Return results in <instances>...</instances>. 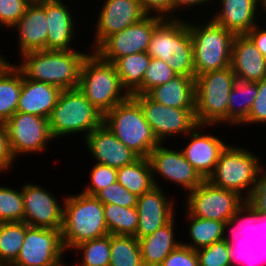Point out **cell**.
<instances>
[{"label": "cell", "instance_id": "obj_1", "mask_svg": "<svg viewBox=\"0 0 266 266\" xmlns=\"http://www.w3.org/2000/svg\"><path fill=\"white\" fill-rule=\"evenodd\" d=\"M87 54L76 50H36L21 55L17 66L30 80L57 86L61 90L79 87L81 67Z\"/></svg>", "mask_w": 266, "mask_h": 266}, {"label": "cell", "instance_id": "obj_2", "mask_svg": "<svg viewBox=\"0 0 266 266\" xmlns=\"http://www.w3.org/2000/svg\"><path fill=\"white\" fill-rule=\"evenodd\" d=\"M187 196L186 210L190 215L225 222L231 231H247L246 200L237 192L204 180Z\"/></svg>", "mask_w": 266, "mask_h": 266}, {"label": "cell", "instance_id": "obj_3", "mask_svg": "<svg viewBox=\"0 0 266 266\" xmlns=\"http://www.w3.org/2000/svg\"><path fill=\"white\" fill-rule=\"evenodd\" d=\"M61 229L64 249L108 235L103 203L96 197L80 193L64 199Z\"/></svg>", "mask_w": 266, "mask_h": 266}, {"label": "cell", "instance_id": "obj_4", "mask_svg": "<svg viewBox=\"0 0 266 266\" xmlns=\"http://www.w3.org/2000/svg\"><path fill=\"white\" fill-rule=\"evenodd\" d=\"M150 57L167 62L177 75L195 77L193 44L188 22L164 19L155 29L147 49Z\"/></svg>", "mask_w": 266, "mask_h": 266}, {"label": "cell", "instance_id": "obj_5", "mask_svg": "<svg viewBox=\"0 0 266 266\" xmlns=\"http://www.w3.org/2000/svg\"><path fill=\"white\" fill-rule=\"evenodd\" d=\"M92 53L84 59L78 88L86 99L105 115L130 95L123 89L114 64L101 59L95 52Z\"/></svg>", "mask_w": 266, "mask_h": 266}, {"label": "cell", "instance_id": "obj_6", "mask_svg": "<svg viewBox=\"0 0 266 266\" xmlns=\"http://www.w3.org/2000/svg\"><path fill=\"white\" fill-rule=\"evenodd\" d=\"M103 124L140 158H148L160 144L146 121L140 104L131 95L104 115Z\"/></svg>", "mask_w": 266, "mask_h": 266}, {"label": "cell", "instance_id": "obj_7", "mask_svg": "<svg viewBox=\"0 0 266 266\" xmlns=\"http://www.w3.org/2000/svg\"><path fill=\"white\" fill-rule=\"evenodd\" d=\"M236 80L231 67L195 77V117L198 125L227 122L230 91Z\"/></svg>", "mask_w": 266, "mask_h": 266}, {"label": "cell", "instance_id": "obj_8", "mask_svg": "<svg viewBox=\"0 0 266 266\" xmlns=\"http://www.w3.org/2000/svg\"><path fill=\"white\" fill-rule=\"evenodd\" d=\"M104 115L85 97L79 88L62 90L48 122L53 138L80 133L85 136L103 124Z\"/></svg>", "mask_w": 266, "mask_h": 266}, {"label": "cell", "instance_id": "obj_9", "mask_svg": "<svg viewBox=\"0 0 266 266\" xmlns=\"http://www.w3.org/2000/svg\"><path fill=\"white\" fill-rule=\"evenodd\" d=\"M208 21L201 26L188 23L193 44L195 77L230 67L235 34L212 19Z\"/></svg>", "mask_w": 266, "mask_h": 266}, {"label": "cell", "instance_id": "obj_10", "mask_svg": "<svg viewBox=\"0 0 266 266\" xmlns=\"http://www.w3.org/2000/svg\"><path fill=\"white\" fill-rule=\"evenodd\" d=\"M259 163L257 156L247 149L228 144L221 152L215 170L207 180L216 187L235 191L240 196L247 188V195L244 197L247 200L264 170Z\"/></svg>", "mask_w": 266, "mask_h": 266}, {"label": "cell", "instance_id": "obj_11", "mask_svg": "<svg viewBox=\"0 0 266 266\" xmlns=\"http://www.w3.org/2000/svg\"><path fill=\"white\" fill-rule=\"evenodd\" d=\"M139 104L155 138L163 143L168 136L187 135L197 127L195 109H178L151 100L146 94L131 95Z\"/></svg>", "mask_w": 266, "mask_h": 266}, {"label": "cell", "instance_id": "obj_12", "mask_svg": "<svg viewBox=\"0 0 266 266\" xmlns=\"http://www.w3.org/2000/svg\"><path fill=\"white\" fill-rule=\"evenodd\" d=\"M163 20L162 17L146 15L137 23L108 36L93 51L101 59L112 63L123 56L147 52L154 29Z\"/></svg>", "mask_w": 266, "mask_h": 266}, {"label": "cell", "instance_id": "obj_13", "mask_svg": "<svg viewBox=\"0 0 266 266\" xmlns=\"http://www.w3.org/2000/svg\"><path fill=\"white\" fill-rule=\"evenodd\" d=\"M4 124L13 158L20 154L45 150L47 142L54 140L45 117L15 112Z\"/></svg>", "mask_w": 266, "mask_h": 266}, {"label": "cell", "instance_id": "obj_14", "mask_svg": "<svg viewBox=\"0 0 266 266\" xmlns=\"http://www.w3.org/2000/svg\"><path fill=\"white\" fill-rule=\"evenodd\" d=\"M61 230L29 226L16 261L11 266H63Z\"/></svg>", "mask_w": 266, "mask_h": 266}, {"label": "cell", "instance_id": "obj_15", "mask_svg": "<svg viewBox=\"0 0 266 266\" xmlns=\"http://www.w3.org/2000/svg\"><path fill=\"white\" fill-rule=\"evenodd\" d=\"M244 234L248 236L246 231H232L233 240L227 237L197 249L199 266H233L236 264L242 266V263L244 266L246 264L247 266H260L257 262L261 263L263 258L255 252L254 238H247Z\"/></svg>", "mask_w": 266, "mask_h": 266}, {"label": "cell", "instance_id": "obj_16", "mask_svg": "<svg viewBox=\"0 0 266 266\" xmlns=\"http://www.w3.org/2000/svg\"><path fill=\"white\" fill-rule=\"evenodd\" d=\"M45 188L36 184L22 186L24 222L31 227L61 230L63 205Z\"/></svg>", "mask_w": 266, "mask_h": 266}, {"label": "cell", "instance_id": "obj_17", "mask_svg": "<svg viewBox=\"0 0 266 266\" xmlns=\"http://www.w3.org/2000/svg\"><path fill=\"white\" fill-rule=\"evenodd\" d=\"M153 172V181L158 187L154 178L156 173L163 176L167 181H172L184 187L189 193L200 185L205 179L185 159L181 150L174 151L163 147V143L156 146L149 155Z\"/></svg>", "mask_w": 266, "mask_h": 266}, {"label": "cell", "instance_id": "obj_18", "mask_svg": "<svg viewBox=\"0 0 266 266\" xmlns=\"http://www.w3.org/2000/svg\"><path fill=\"white\" fill-rule=\"evenodd\" d=\"M145 16L138 0H106L97 20L94 48L96 49L108 36L137 23Z\"/></svg>", "mask_w": 266, "mask_h": 266}, {"label": "cell", "instance_id": "obj_19", "mask_svg": "<svg viewBox=\"0 0 266 266\" xmlns=\"http://www.w3.org/2000/svg\"><path fill=\"white\" fill-rule=\"evenodd\" d=\"M171 201V202H170ZM174 204L160 185L137 197L138 227L135 237L140 239L163 227L174 217Z\"/></svg>", "mask_w": 266, "mask_h": 266}, {"label": "cell", "instance_id": "obj_20", "mask_svg": "<svg viewBox=\"0 0 266 266\" xmlns=\"http://www.w3.org/2000/svg\"><path fill=\"white\" fill-rule=\"evenodd\" d=\"M84 139L88 151L99 164L119 169L140 158L116 138L104 124L94 129Z\"/></svg>", "mask_w": 266, "mask_h": 266}, {"label": "cell", "instance_id": "obj_21", "mask_svg": "<svg viewBox=\"0 0 266 266\" xmlns=\"http://www.w3.org/2000/svg\"><path fill=\"white\" fill-rule=\"evenodd\" d=\"M204 125H197L191 134H187L191 142L181 149L185 159L205 179L214 172L221 152L227 144L213 135H201L198 131ZM197 130V131H196Z\"/></svg>", "mask_w": 266, "mask_h": 266}, {"label": "cell", "instance_id": "obj_22", "mask_svg": "<svg viewBox=\"0 0 266 266\" xmlns=\"http://www.w3.org/2000/svg\"><path fill=\"white\" fill-rule=\"evenodd\" d=\"M230 67L241 81L259 82L266 78V58L245 34L234 37Z\"/></svg>", "mask_w": 266, "mask_h": 266}, {"label": "cell", "instance_id": "obj_23", "mask_svg": "<svg viewBox=\"0 0 266 266\" xmlns=\"http://www.w3.org/2000/svg\"><path fill=\"white\" fill-rule=\"evenodd\" d=\"M12 28H17L19 33L18 43L21 55L30 51L46 50L48 26L45 1L30 3L24 15Z\"/></svg>", "mask_w": 266, "mask_h": 266}, {"label": "cell", "instance_id": "obj_24", "mask_svg": "<svg viewBox=\"0 0 266 266\" xmlns=\"http://www.w3.org/2000/svg\"><path fill=\"white\" fill-rule=\"evenodd\" d=\"M69 6L61 0L45 1V14L47 18L48 33L46 50L68 51L74 38V20Z\"/></svg>", "mask_w": 266, "mask_h": 266}, {"label": "cell", "instance_id": "obj_25", "mask_svg": "<svg viewBox=\"0 0 266 266\" xmlns=\"http://www.w3.org/2000/svg\"><path fill=\"white\" fill-rule=\"evenodd\" d=\"M61 89L57 86L27 79L22 73V89L16 112L49 118Z\"/></svg>", "mask_w": 266, "mask_h": 266}, {"label": "cell", "instance_id": "obj_26", "mask_svg": "<svg viewBox=\"0 0 266 266\" xmlns=\"http://www.w3.org/2000/svg\"><path fill=\"white\" fill-rule=\"evenodd\" d=\"M223 7L220 12L212 17V20L232 31L235 35H244L257 23L256 11L259 0H221Z\"/></svg>", "mask_w": 266, "mask_h": 266}, {"label": "cell", "instance_id": "obj_27", "mask_svg": "<svg viewBox=\"0 0 266 266\" xmlns=\"http://www.w3.org/2000/svg\"><path fill=\"white\" fill-rule=\"evenodd\" d=\"M151 100L178 109H195V77L177 75L146 94Z\"/></svg>", "mask_w": 266, "mask_h": 266}, {"label": "cell", "instance_id": "obj_28", "mask_svg": "<svg viewBox=\"0 0 266 266\" xmlns=\"http://www.w3.org/2000/svg\"><path fill=\"white\" fill-rule=\"evenodd\" d=\"M174 218L152 234L138 239L144 266H160L182 242L175 241Z\"/></svg>", "mask_w": 266, "mask_h": 266}, {"label": "cell", "instance_id": "obj_29", "mask_svg": "<svg viewBox=\"0 0 266 266\" xmlns=\"http://www.w3.org/2000/svg\"><path fill=\"white\" fill-rule=\"evenodd\" d=\"M150 60L147 52H140L117 58L113 62L122 87L129 95H142V80Z\"/></svg>", "mask_w": 266, "mask_h": 266}, {"label": "cell", "instance_id": "obj_30", "mask_svg": "<svg viewBox=\"0 0 266 266\" xmlns=\"http://www.w3.org/2000/svg\"><path fill=\"white\" fill-rule=\"evenodd\" d=\"M21 89V70L7 62L0 70V122L5 123L16 112Z\"/></svg>", "mask_w": 266, "mask_h": 266}, {"label": "cell", "instance_id": "obj_31", "mask_svg": "<svg viewBox=\"0 0 266 266\" xmlns=\"http://www.w3.org/2000/svg\"><path fill=\"white\" fill-rule=\"evenodd\" d=\"M257 95V82L236 79L229 95L227 122L231 125L242 123L248 117Z\"/></svg>", "mask_w": 266, "mask_h": 266}, {"label": "cell", "instance_id": "obj_32", "mask_svg": "<svg viewBox=\"0 0 266 266\" xmlns=\"http://www.w3.org/2000/svg\"><path fill=\"white\" fill-rule=\"evenodd\" d=\"M117 181L136 196L150 191L155 184L149 158H139L117 169Z\"/></svg>", "mask_w": 266, "mask_h": 266}, {"label": "cell", "instance_id": "obj_33", "mask_svg": "<svg viewBox=\"0 0 266 266\" xmlns=\"http://www.w3.org/2000/svg\"><path fill=\"white\" fill-rule=\"evenodd\" d=\"M187 218L191 221L189 226V237L193 243H182V245L187 246L193 250L209 246L217 241L227 238L225 230H230L231 228L222 221L198 218L192 216L187 212Z\"/></svg>", "mask_w": 266, "mask_h": 266}, {"label": "cell", "instance_id": "obj_34", "mask_svg": "<svg viewBox=\"0 0 266 266\" xmlns=\"http://www.w3.org/2000/svg\"><path fill=\"white\" fill-rule=\"evenodd\" d=\"M247 232L257 237L266 231V171L263 170L257 185L246 200ZM260 230V232H259ZM258 231V232H257Z\"/></svg>", "mask_w": 266, "mask_h": 266}, {"label": "cell", "instance_id": "obj_35", "mask_svg": "<svg viewBox=\"0 0 266 266\" xmlns=\"http://www.w3.org/2000/svg\"><path fill=\"white\" fill-rule=\"evenodd\" d=\"M28 227L25 222L0 223V263L3 266H11L16 261Z\"/></svg>", "mask_w": 266, "mask_h": 266}, {"label": "cell", "instance_id": "obj_36", "mask_svg": "<svg viewBox=\"0 0 266 266\" xmlns=\"http://www.w3.org/2000/svg\"><path fill=\"white\" fill-rule=\"evenodd\" d=\"M105 222L109 234L135 236L138 227L136 207L103 204Z\"/></svg>", "mask_w": 266, "mask_h": 266}, {"label": "cell", "instance_id": "obj_37", "mask_svg": "<svg viewBox=\"0 0 266 266\" xmlns=\"http://www.w3.org/2000/svg\"><path fill=\"white\" fill-rule=\"evenodd\" d=\"M109 266H144L135 236L110 234Z\"/></svg>", "mask_w": 266, "mask_h": 266}, {"label": "cell", "instance_id": "obj_38", "mask_svg": "<svg viewBox=\"0 0 266 266\" xmlns=\"http://www.w3.org/2000/svg\"><path fill=\"white\" fill-rule=\"evenodd\" d=\"M72 250L83 254L81 266L110 265V234L76 245Z\"/></svg>", "mask_w": 266, "mask_h": 266}, {"label": "cell", "instance_id": "obj_39", "mask_svg": "<svg viewBox=\"0 0 266 266\" xmlns=\"http://www.w3.org/2000/svg\"><path fill=\"white\" fill-rule=\"evenodd\" d=\"M24 222L22 188L20 191L0 187V223Z\"/></svg>", "mask_w": 266, "mask_h": 266}, {"label": "cell", "instance_id": "obj_40", "mask_svg": "<svg viewBox=\"0 0 266 266\" xmlns=\"http://www.w3.org/2000/svg\"><path fill=\"white\" fill-rule=\"evenodd\" d=\"M175 76L177 74L167 62L151 57L142 80V94H147L153 88L167 83Z\"/></svg>", "mask_w": 266, "mask_h": 266}, {"label": "cell", "instance_id": "obj_41", "mask_svg": "<svg viewBox=\"0 0 266 266\" xmlns=\"http://www.w3.org/2000/svg\"><path fill=\"white\" fill-rule=\"evenodd\" d=\"M103 204H116L124 207H136L137 197L118 181L103 188L95 195Z\"/></svg>", "mask_w": 266, "mask_h": 266}, {"label": "cell", "instance_id": "obj_42", "mask_svg": "<svg viewBox=\"0 0 266 266\" xmlns=\"http://www.w3.org/2000/svg\"><path fill=\"white\" fill-rule=\"evenodd\" d=\"M91 173V185L87 186L82 193L95 196L100 190L117 181V169L111 166L96 163Z\"/></svg>", "mask_w": 266, "mask_h": 266}, {"label": "cell", "instance_id": "obj_43", "mask_svg": "<svg viewBox=\"0 0 266 266\" xmlns=\"http://www.w3.org/2000/svg\"><path fill=\"white\" fill-rule=\"evenodd\" d=\"M30 3L29 0H0V26L12 28Z\"/></svg>", "mask_w": 266, "mask_h": 266}, {"label": "cell", "instance_id": "obj_44", "mask_svg": "<svg viewBox=\"0 0 266 266\" xmlns=\"http://www.w3.org/2000/svg\"><path fill=\"white\" fill-rule=\"evenodd\" d=\"M257 88L258 95L248 117L242 123H266V78L257 82Z\"/></svg>", "mask_w": 266, "mask_h": 266}, {"label": "cell", "instance_id": "obj_45", "mask_svg": "<svg viewBox=\"0 0 266 266\" xmlns=\"http://www.w3.org/2000/svg\"><path fill=\"white\" fill-rule=\"evenodd\" d=\"M160 266H199L196 250L181 244L163 260Z\"/></svg>", "mask_w": 266, "mask_h": 266}, {"label": "cell", "instance_id": "obj_46", "mask_svg": "<svg viewBox=\"0 0 266 266\" xmlns=\"http://www.w3.org/2000/svg\"><path fill=\"white\" fill-rule=\"evenodd\" d=\"M141 9L146 15H152L151 11H155L156 16L163 19H174L173 15V0H138ZM171 17H168V16ZM173 16V17H172Z\"/></svg>", "mask_w": 266, "mask_h": 266}, {"label": "cell", "instance_id": "obj_47", "mask_svg": "<svg viewBox=\"0 0 266 266\" xmlns=\"http://www.w3.org/2000/svg\"><path fill=\"white\" fill-rule=\"evenodd\" d=\"M14 162L11 155L5 124L0 122V172L9 169Z\"/></svg>", "mask_w": 266, "mask_h": 266}, {"label": "cell", "instance_id": "obj_48", "mask_svg": "<svg viewBox=\"0 0 266 266\" xmlns=\"http://www.w3.org/2000/svg\"><path fill=\"white\" fill-rule=\"evenodd\" d=\"M259 28V25H256L245 35L253 42L261 54L266 58V30Z\"/></svg>", "mask_w": 266, "mask_h": 266}, {"label": "cell", "instance_id": "obj_49", "mask_svg": "<svg viewBox=\"0 0 266 266\" xmlns=\"http://www.w3.org/2000/svg\"><path fill=\"white\" fill-rule=\"evenodd\" d=\"M254 249L260 257L266 259V231L254 239ZM264 262V264H266V261Z\"/></svg>", "mask_w": 266, "mask_h": 266}, {"label": "cell", "instance_id": "obj_50", "mask_svg": "<svg viewBox=\"0 0 266 266\" xmlns=\"http://www.w3.org/2000/svg\"><path fill=\"white\" fill-rule=\"evenodd\" d=\"M210 0H173V13H174V9L176 10H178L179 8H181V6L183 7V6H186V7H188V6H192V5H196L197 6V4L199 5H201V4H203L204 2L206 3V2H209Z\"/></svg>", "mask_w": 266, "mask_h": 266}, {"label": "cell", "instance_id": "obj_51", "mask_svg": "<svg viewBox=\"0 0 266 266\" xmlns=\"http://www.w3.org/2000/svg\"><path fill=\"white\" fill-rule=\"evenodd\" d=\"M8 61L5 60V58H2V56L0 55V70L2 69V67L7 63Z\"/></svg>", "mask_w": 266, "mask_h": 266}, {"label": "cell", "instance_id": "obj_52", "mask_svg": "<svg viewBox=\"0 0 266 266\" xmlns=\"http://www.w3.org/2000/svg\"><path fill=\"white\" fill-rule=\"evenodd\" d=\"M260 6L263 7L262 9H264L263 11H266V0H259Z\"/></svg>", "mask_w": 266, "mask_h": 266}, {"label": "cell", "instance_id": "obj_53", "mask_svg": "<svg viewBox=\"0 0 266 266\" xmlns=\"http://www.w3.org/2000/svg\"><path fill=\"white\" fill-rule=\"evenodd\" d=\"M31 3L43 2V1H52V0H29Z\"/></svg>", "mask_w": 266, "mask_h": 266}]
</instances>
